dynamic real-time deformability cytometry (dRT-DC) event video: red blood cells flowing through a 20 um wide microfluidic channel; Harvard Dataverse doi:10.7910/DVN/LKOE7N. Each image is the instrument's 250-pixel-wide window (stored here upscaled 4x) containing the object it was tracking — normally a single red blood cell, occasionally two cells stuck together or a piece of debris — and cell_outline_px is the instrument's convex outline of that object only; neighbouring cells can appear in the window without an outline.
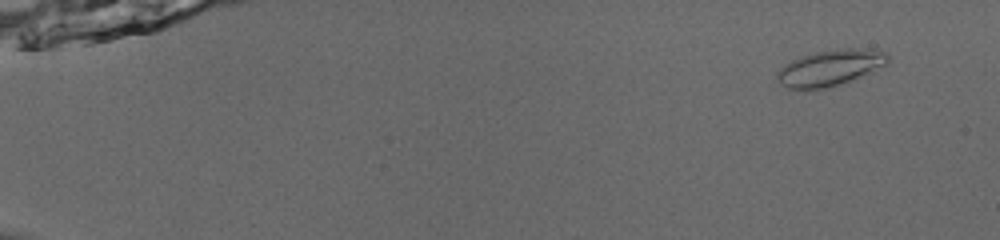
{"species": "common noctule bat (a hibernating species)", "species_latin": "Nyctalus noctula", "temperature_condition": "room temperature", "stored_images_in_passage": 55, "camera_frame_rate_fps": 3000, "um_per_image_px": 0.085, "animal": {"sex": "male", "body_mass_g": 13.0, "forearm_length_mm": 53.1}, "frame": {"image": 1, "passage_image": 5, "time_ms": 1.333, "image_size_px": [1000, 240], "cell_outline_px": [[888, 64], [872, 72], [824, 88], [788, 88], [780, 84], [776, 80], [776, 72], [784, 64], [800, 56], [812, 52], [840, 48], [864, 48], [884, 52], [888, 56]], "centroid_in_image_um": [70.53, 5.73], "position_along_channel_um": 14.5, "area_um2": 23.06}}
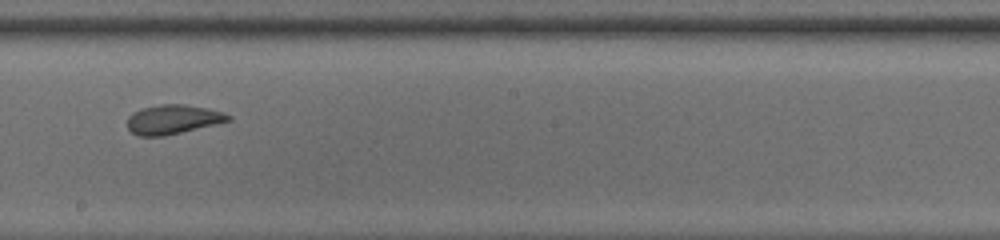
{"frame": {"image": 2, "passage_image": 34, "time_ms": 11.0, "image_size_px": [1000, 240], "cell_outline_px": [[232, 120], [216, 124], [164, 136], [136, 136], [128, 128], [128, 116], [132, 112], [144, 108], [160, 104], [184, 104], [208, 108], [224, 112], [232, 116]], "centroid_in_image_um": [14.71, 10.15], "position_along_channel_um": 233.5, "area_um2": 17.28}}
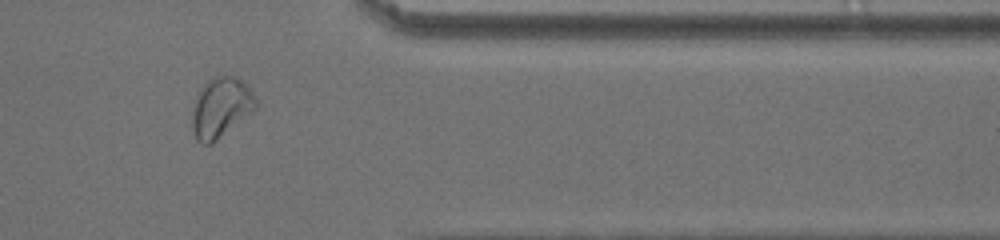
{"frame": {"image": 3, "passage_image": 47, "time_ms": 15.333, "image_size_px": [1000, 240], "cell_outline_px": [[256, 112], [212, 144], [200, 144], [196, 140], [192, 132], [192, 108], [196, 96], [200, 88], [212, 76], [236, 76], [252, 88], [256, 96]], "centroid_in_image_um": [18.8, 9.16], "position_along_channel_um": 392.6, "area_um2": 23.18}, "authors_computed_cell_mechanics": {"area_um2": 19.941, "velocity_mm_per_s": 3.8618, "shape_relaxation_time_tau1_ms": 6.0277, "shape_relaxation_time_tau2_ms": 1.4722, "deformation_change_tau1": 0.1343, "deformation_change_tau2": 0.0471}}